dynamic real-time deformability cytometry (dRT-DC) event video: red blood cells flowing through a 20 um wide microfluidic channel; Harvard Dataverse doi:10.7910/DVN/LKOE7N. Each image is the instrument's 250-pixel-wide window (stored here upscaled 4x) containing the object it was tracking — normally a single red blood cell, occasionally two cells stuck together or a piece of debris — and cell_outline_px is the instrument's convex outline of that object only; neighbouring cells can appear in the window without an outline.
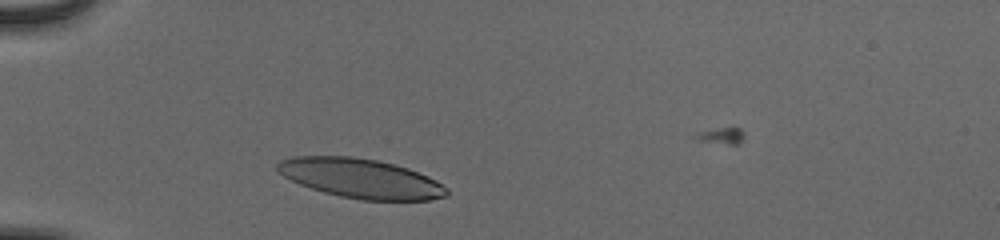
{"species": "human", "species_latin": "Homo sapiens", "temperature_condition": "cold", "stored_images_in_passage": 33, "camera_frame_rate_fps": 3000, "um_per_image_px": 0.085, "donor": {"sex": "male"}, "frame": {"image": 1, "passage_image": 4, "time_ms": 1.0, "image_size_px": [1000, 240], "cell_outline_px": [[448, 196], [428, 200], [360, 200], [340, 196], [324, 192], [300, 184], [276, 172], [276, 164], [280, 160], [292, 156], [352, 156], [376, 160], [408, 168], [428, 176], [448, 188]], "centroid_in_image_um": [30.64, 15.16], "position_along_channel_um": 54.4, "area_um2": 38.9}}
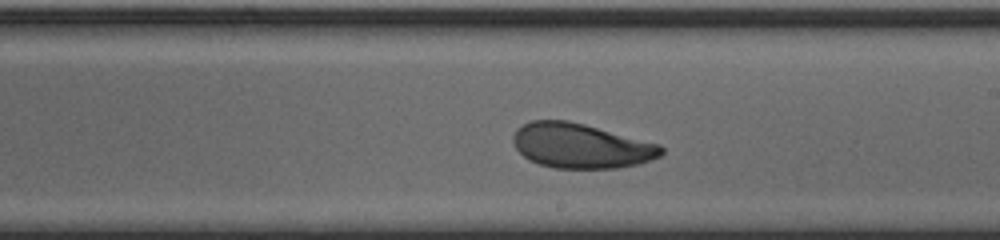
{"frame": {"image": 2, "passage_image": 20, "time_ms": 6.333, "image_size_px": [1000, 240], "cell_outline_px": [[664, 152], [660, 156], [636, 164], [616, 168], [556, 168], [540, 164], [528, 160], [516, 148], [512, 140], [512, 136], [516, 128], [532, 120], [568, 120], [584, 124], [660, 144], [664, 148]], "centroid_in_image_um": [49.35, 12.39], "position_along_channel_um": 239.6, "area_um2": 38.49}}
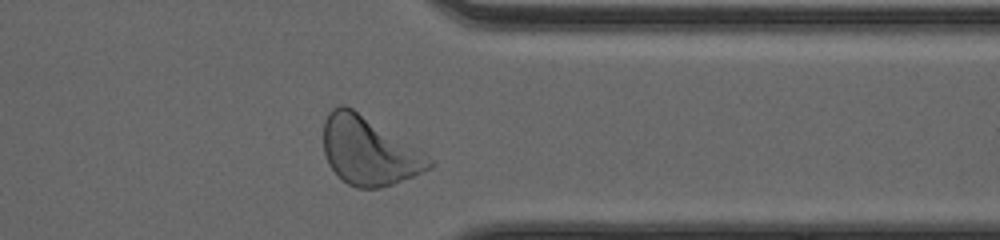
{"frame": {"image": 3, "passage_image": 31, "time_ms": 10.0, "image_size_px": [1000, 240], "cell_outline_px": [[436, 164], [432, 168], [392, 184], [380, 188], [356, 188], [348, 184], [336, 176], [328, 164], [324, 152], [324, 120], [328, 112], [332, 108], [340, 104], [344, 104], [352, 108], [424, 152], [436, 160]], "centroid_in_image_um": [31.35, 12.84], "position_along_channel_um": 380.0, "area_um2": 42.19}, "authors_computed_cell_mechanics": {"area_um2": 38.9572, "velocity_mm_per_s": 3.8656, "shape_relaxation_time_tau1_ms": 4.1427, "shape_relaxation_time_tau2_ms": 2.421, "deformation_change_tau1": 0.1481, "deformation_change_tau2": 0.0888}}